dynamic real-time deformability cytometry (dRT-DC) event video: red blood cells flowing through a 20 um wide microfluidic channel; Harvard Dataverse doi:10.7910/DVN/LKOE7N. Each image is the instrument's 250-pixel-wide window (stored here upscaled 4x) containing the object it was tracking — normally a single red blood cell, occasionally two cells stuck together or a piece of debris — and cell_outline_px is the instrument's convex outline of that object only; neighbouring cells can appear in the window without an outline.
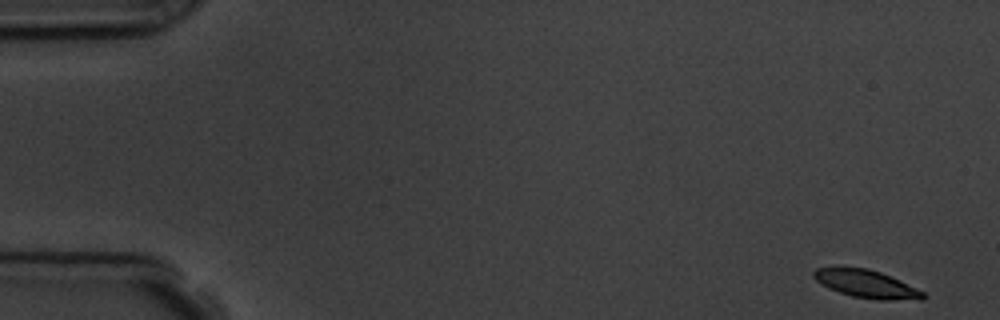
{"species": "common noctule bat (a hibernating species)", "species_latin": "Nyctalus noctula", "temperature_condition": "room temperature", "stored_images_in_passage": 5, "camera_frame_rate_fps": 3000, "um_per_image_px": 0.085, "animal": {"sex": "male", "body_mass_g": 19.5, "forearm_length_mm": 54.6}, "frame": {"image": 1, "passage_image": 1, "time_ms": 0.0, "image_size_px": [1000, 320], "cell_outline_px": [[928, 296], [924, 300], [876, 300], [852, 296], [828, 288], [820, 284], [812, 276], [812, 272], [816, 268], [868, 268], [880, 272], [900, 280], [924, 292]], "centroid_in_image_um": [73.69, 24.16], "position_along_channel_um": 11.3, "area_um2": 17.8}}